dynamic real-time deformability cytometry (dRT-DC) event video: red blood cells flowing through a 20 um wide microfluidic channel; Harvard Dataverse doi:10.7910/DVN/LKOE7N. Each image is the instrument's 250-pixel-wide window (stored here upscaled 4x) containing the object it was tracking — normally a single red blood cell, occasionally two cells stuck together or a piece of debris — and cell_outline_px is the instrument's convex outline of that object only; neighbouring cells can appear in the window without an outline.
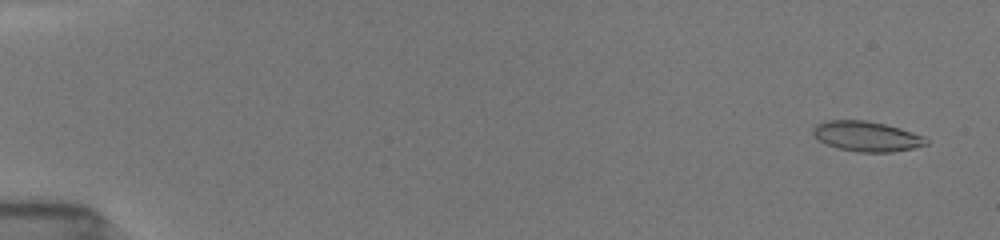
{"species": "common noctule bat (a hibernating species)", "species_latin": "Nyctalus noctula", "temperature_condition": "room temperature", "stored_images_in_passage": 41, "camera_frame_rate_fps": 3000, "um_per_image_px": 0.085, "animal": {"sex": "female", "body_mass_g": 19.5, "forearm_length_mm": 54.1}, "frame": {"image": 1, "passage_image": 6, "time_ms": 0.667, "image_size_px": [1000, 240], "cell_outline_px": [[928, 144], [912, 148], [892, 152], [856, 152], [840, 148], [828, 144], [820, 140], [812, 132], [812, 128], [816, 124], [824, 120], [864, 120], [884, 124], [900, 128], [924, 136], [928, 140]], "centroid_in_image_um": [73.67, 11.58], "position_along_channel_um": 11.3, "area_um2": 19.71}}
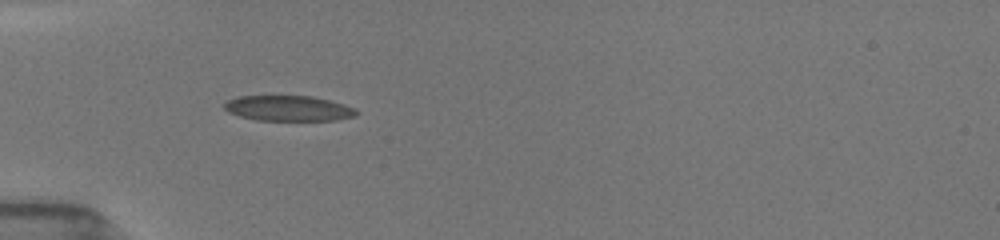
{"frame": {"image": 2, "passage_image": 32, "time_ms": 5.667, "image_size_px": [1000, 240], "cell_outline_px": [[360, 112], [356, 116], [336, 120], [256, 120], [240, 116], [228, 112], [224, 108], [224, 104], [228, 100], [236, 96], [312, 96], [344, 104], [356, 108]], "centroid_in_image_um": [24.54, 9.2], "position_along_channel_um": 60.5, "area_um2": 19.59}}
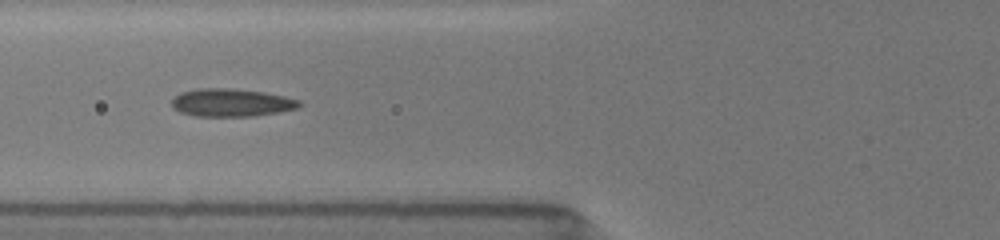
{"frame": {"image": 3, "passage_image": 40, "time_ms": 7.0, "image_size_px": [1000, 240], "cell_outline_px": [[304, 104], [296, 108], [280, 112], [252, 116], [196, 116], [180, 112], [172, 108], [172, 100], [180, 92], [196, 88], [232, 88], [264, 92], [284, 96], [300, 100]], "centroid_in_image_um": [19.67, 8.72], "position_along_channel_um": 106.1, "area_um2": 20.87}}